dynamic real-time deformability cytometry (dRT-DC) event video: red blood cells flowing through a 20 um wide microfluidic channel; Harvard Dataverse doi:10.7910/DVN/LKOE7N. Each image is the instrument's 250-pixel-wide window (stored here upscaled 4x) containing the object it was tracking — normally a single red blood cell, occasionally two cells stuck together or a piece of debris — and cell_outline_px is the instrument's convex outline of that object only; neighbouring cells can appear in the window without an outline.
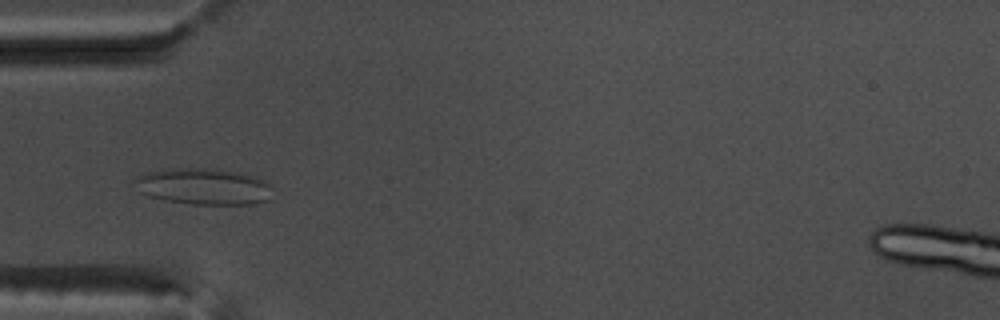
{"species": "common noctule bat (a hibernating species)", "species_latin": "Nyctalus noctula", "temperature_condition": "warm", "stored_images_in_passage": 51, "camera_frame_rate_fps": 3000, "um_per_image_px": 0.085, "animal": {"sex": "male", "body_mass_g": 17.5, "forearm_length_mm": 52.3}, "frame": {"image": 1, "passage_image": 14, "time_ms": 4.333, "image_size_px": [1000, 320], "cell_outline_px": [[268, 200], [252, 204], [188, 204], [164, 200], [148, 196], [140, 192], [136, 180], [136, 176], [148, 172], [180, 168], [216, 168], [240, 172], [256, 176], [264, 180], [268, 184]], "centroid_in_image_um": [17.3, 15.84], "position_along_channel_um": 67.7, "area_um2": 28.96}}
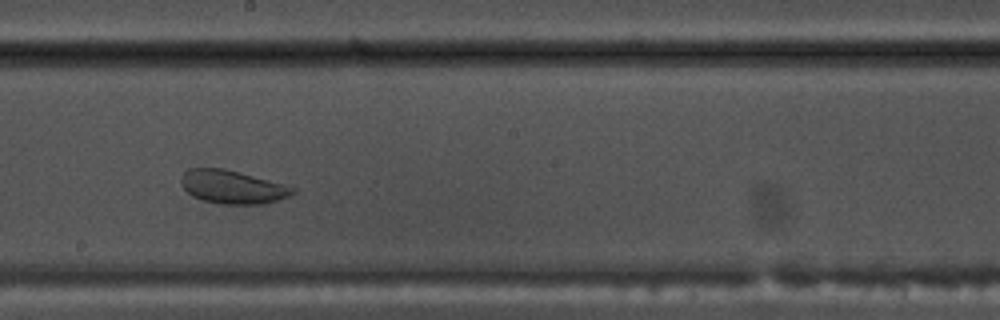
{"frame": {"image": 2, "passage_image": 27, "time_ms": 8.667, "image_size_px": [1000, 320], "cell_outline_px": [[296, 192], [288, 196], [264, 204], [220, 204], [204, 200], [192, 196], [180, 184], [180, 176], [188, 168], [224, 168], [284, 184], [296, 188]], "centroid_in_image_um": [19.73, 15.88], "position_along_channel_um": 228.5, "area_um2": 21.68}}
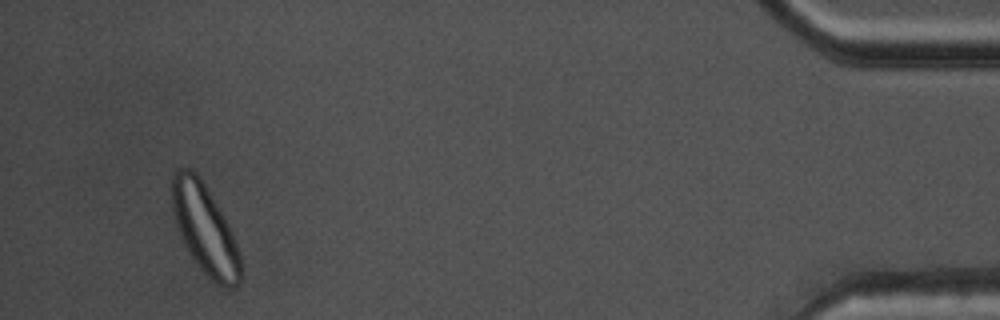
{"frame": {"image": 3, "passage_image": 48, "time_ms": 15.667, "image_size_px": [1000, 320], "cell_outline_px": [[240, 284], [232, 288], [224, 288], [216, 284], [200, 268], [188, 252], [184, 244], [176, 224], [172, 212], [172, 172], [176, 168], [192, 168], [200, 176], [224, 216], [228, 224], [236, 244], [240, 256]], "centroid_in_image_um": [17.39, 19.45], "position_along_channel_um": 417.8, "area_um2": 35.78}}